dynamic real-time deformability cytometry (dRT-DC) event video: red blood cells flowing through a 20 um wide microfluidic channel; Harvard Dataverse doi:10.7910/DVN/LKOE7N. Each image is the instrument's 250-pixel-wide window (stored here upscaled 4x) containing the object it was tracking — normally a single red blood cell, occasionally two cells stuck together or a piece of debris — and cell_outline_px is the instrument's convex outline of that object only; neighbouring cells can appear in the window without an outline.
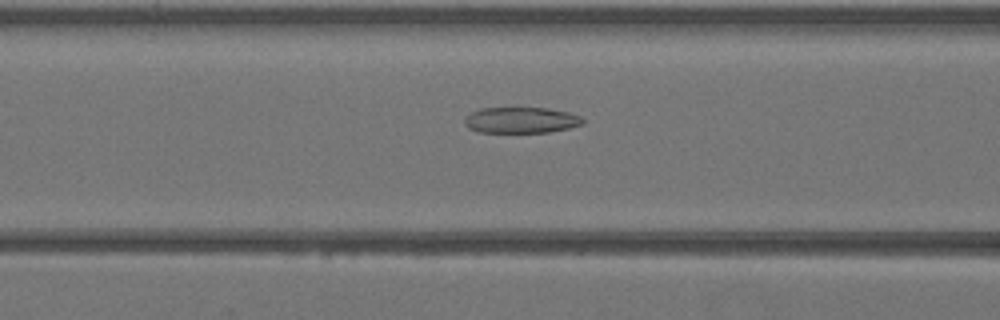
{"species": "Egyptian fruit bat (a non-hibernating species)", "species_latin": "Rousettus aegyptiacus", "temperature_condition": "warm", "stored_images_in_passage": 43, "camera_frame_rate_fps": 3000, "um_per_image_px": 0.085, "animal": {"sex": "female"}, "frame": {"image": 1, "passage_image": 18, "time_ms": 5.667, "image_size_px": [1000, 320], "cell_outline_px": [[584, 124], [568, 128], [548, 132], [480, 132], [468, 128], [464, 124], [464, 120], [472, 112], [480, 108], [516, 104], [548, 108], [568, 112], [580, 116], [584, 120]], "centroid_in_image_um": [44.27, 10.15], "position_along_channel_um": 122.3, "area_um2": 18.79}}
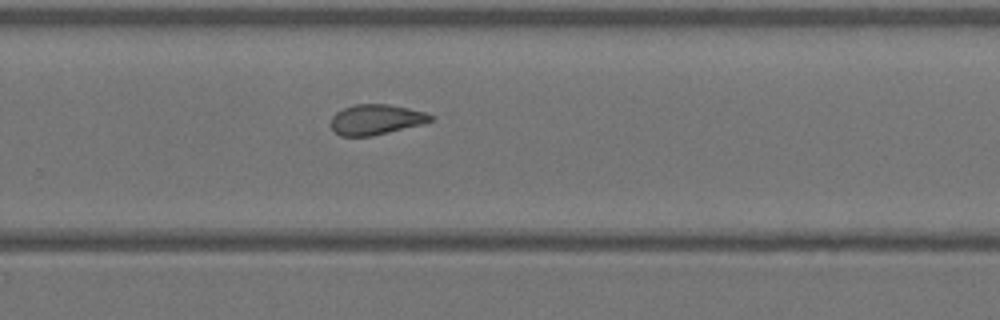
{"frame": {"image": 2, "passage_image": 29, "time_ms": 9.333, "image_size_px": [1000, 320], "cell_outline_px": [[432, 120], [420, 124], [372, 136], [340, 136], [328, 124], [332, 116], [336, 112], [344, 108], [356, 104], [388, 104], [408, 108], [424, 112], [432, 116]], "centroid_in_image_um": [31.89, 10.16], "position_along_channel_um": 297.9, "area_um2": 17.4}}
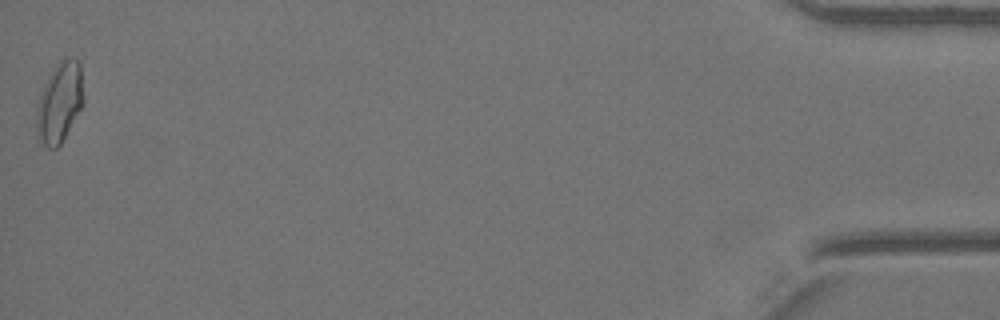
{"frame": {"image": 3, "passage_image": 43, "time_ms": 14.0, "image_size_px": [1000, 320], "cell_outline_px": [[84, 104], [60, 144], [56, 148], [48, 148], [36, 140], [36, 112], [40, 96], [48, 76], [56, 64], [60, 60], [76, 60], [80, 64], [84, 96]], "centroid_in_image_um": [5.05, 8.76], "position_along_channel_um": 430.1, "area_um2": 21.91}}